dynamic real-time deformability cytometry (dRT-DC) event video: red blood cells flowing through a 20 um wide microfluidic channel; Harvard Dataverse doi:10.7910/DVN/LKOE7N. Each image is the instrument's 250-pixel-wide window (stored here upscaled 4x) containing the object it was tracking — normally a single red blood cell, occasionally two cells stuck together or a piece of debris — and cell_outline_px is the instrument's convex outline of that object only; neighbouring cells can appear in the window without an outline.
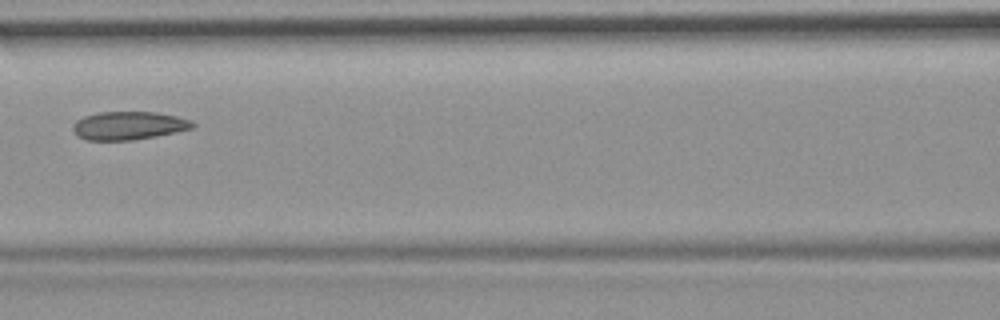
{"species": "common noctule bat (a hibernating species)", "species_latin": "Nyctalus noctula", "temperature_condition": "room temperature", "stored_images_in_passage": 5, "camera_frame_rate_fps": 3000, "um_per_image_px": 0.085, "animal": {"sex": "female", "body_mass_g": 19.9}, "frame": {"image": 1, "passage_image": 4, "time_ms": 1.0, "image_size_px": [1000, 320], "cell_outline_px": [[196, 124], [192, 128], [156, 136], [132, 140], [88, 140], [80, 136], [72, 128], [72, 124], [76, 120], [84, 116], [100, 112], [156, 112], [176, 116], [192, 120]], "centroid_in_image_um": [10.95, 10.67], "position_along_channel_um": 155.7, "area_um2": 19.54}}